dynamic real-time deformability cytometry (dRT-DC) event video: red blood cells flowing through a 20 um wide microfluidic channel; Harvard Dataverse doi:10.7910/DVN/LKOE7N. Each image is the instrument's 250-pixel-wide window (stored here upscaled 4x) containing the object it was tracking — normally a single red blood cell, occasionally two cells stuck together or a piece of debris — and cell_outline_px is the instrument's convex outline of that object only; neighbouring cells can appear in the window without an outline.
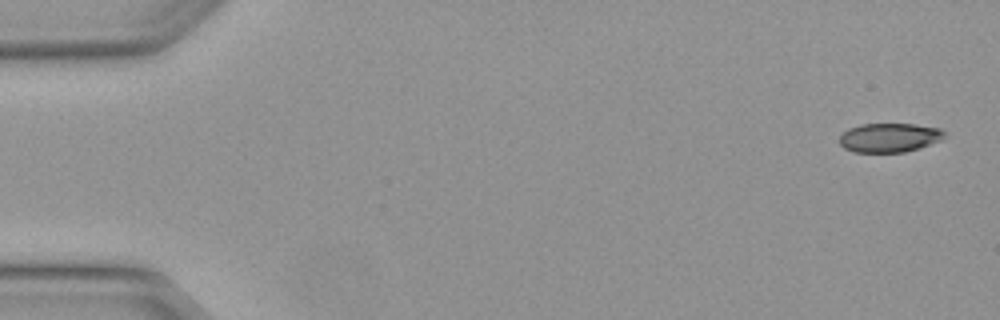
{"species": "Egyptian fruit bat (a non-hibernating species)", "species_latin": "Rousettus aegyptiacus", "temperature_condition": "warm", "stored_images_in_passage": 6, "camera_frame_rate_fps": 3000, "um_per_image_px": 0.085, "animal": {"sex": "female"}, "frame": {"image": 1, "passage_image": 1, "time_ms": 0.0, "image_size_px": [1000, 320], "cell_outline_px": [[948, 136], [940, 140], [920, 148], [904, 152], [852, 152], [844, 148], [840, 144], [840, 136], [848, 128], [860, 124], [916, 124], [940, 128]], "centroid_in_image_um": [75.61, 11.69], "position_along_channel_um": 9.4, "area_um2": 17.92}}
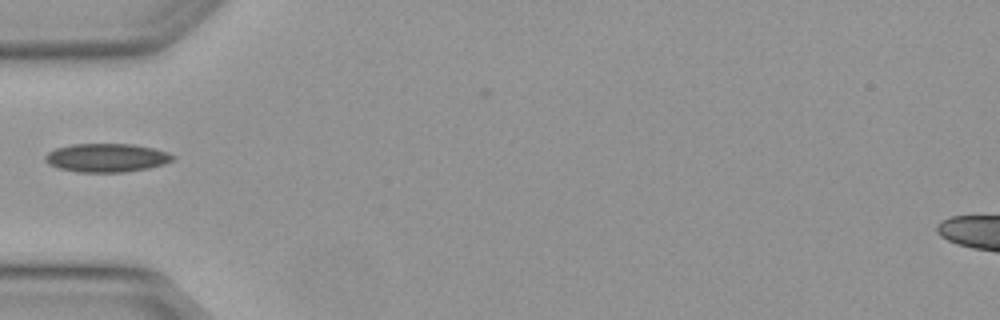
{"frame": {"image": 2, "passage_image": 5, "time_ms": 1.333, "image_size_px": [1000, 320], "cell_outline_px": [[176, 156], [172, 160], [164, 164], [148, 168], [124, 172], [80, 172], [60, 168], [48, 164], [44, 160], [44, 156], [48, 152], [56, 148], [72, 144], [132, 144], [152, 148], [168, 152]], "centroid_in_image_um": [9.05, 13.41], "position_along_channel_um": 75.9, "area_um2": 21.15}}
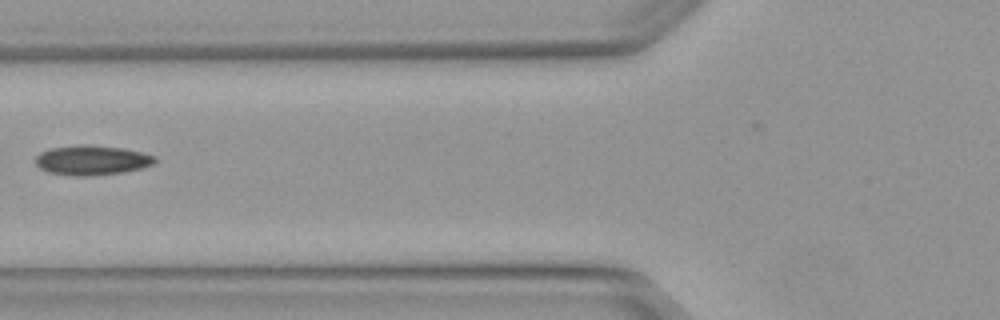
{"frame": {"image": 3, "passage_image": 6, "time_ms": 1.667, "image_size_px": [1000, 320], "cell_outline_px": [[160, 160], [152, 164], [140, 168], [120, 172], [84, 176], [80, 176], [48, 172], [40, 168], [36, 164], [36, 156], [40, 152], [48, 148], [84, 144], [88, 144], [120, 148], [140, 152], [156, 156]], "centroid_in_image_um": [7.79, 13.6], "position_along_channel_um": 118.0, "area_um2": 20.46}}